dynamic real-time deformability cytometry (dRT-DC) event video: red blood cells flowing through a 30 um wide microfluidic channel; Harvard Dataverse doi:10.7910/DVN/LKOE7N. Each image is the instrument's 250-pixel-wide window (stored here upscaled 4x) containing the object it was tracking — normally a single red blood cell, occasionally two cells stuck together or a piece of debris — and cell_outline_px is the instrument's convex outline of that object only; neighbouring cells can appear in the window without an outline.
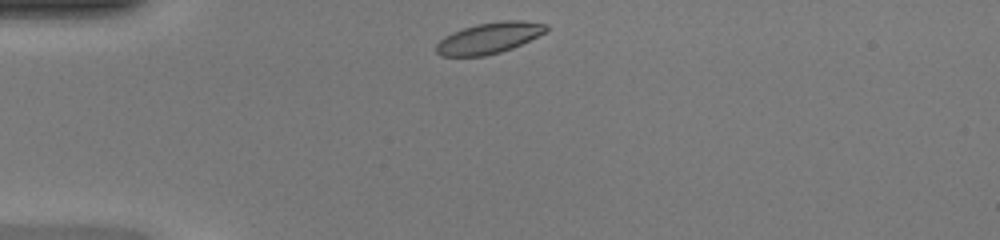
{"species": "common noctule bat (a hibernating species)", "species_latin": "Nyctalus noctula", "temperature_condition": "warm", "stored_images_in_passage": 37, "camera_frame_rate_fps": 3000, "um_per_image_px": 0.085, "animal": {"sex": "female", "body_mass_g": 20.0, "forearm_length_mm": 54.0}, "frame": {"image": 1, "passage_image": 1, "time_ms": 0.0, "image_size_px": [1000, 240], "cell_outline_px": [[548, 28], [544, 32], [512, 48], [500, 52], [484, 56], [440, 56], [436, 52], [436, 44], [444, 36], [452, 32], [476, 24], [504, 20], [520, 20], [548, 24]], "centroid_in_image_um": [41.53, 3.23], "position_along_channel_um": 43.5, "area_um2": 19.71}}
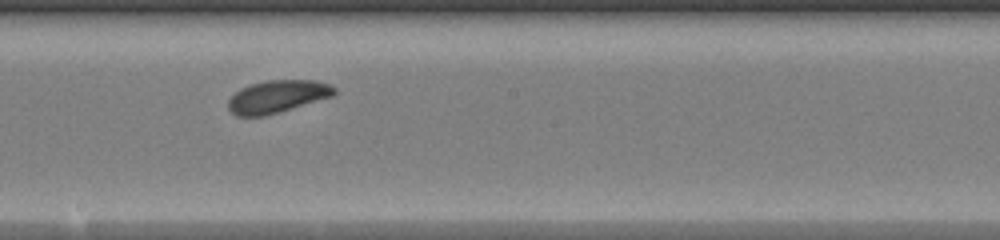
{"frame": {"image": 2, "passage_image": 16, "time_ms": 5.0, "image_size_px": [1000, 240], "cell_outline_px": [[336, 92], [332, 96], [280, 112], [264, 116], [236, 116], [228, 108], [228, 100], [240, 88], [252, 84], [268, 80], [316, 80], [328, 84], [336, 88]], "centroid_in_image_um": [23.57, 8.2], "position_along_channel_um": 224.6, "area_um2": 20.0}}
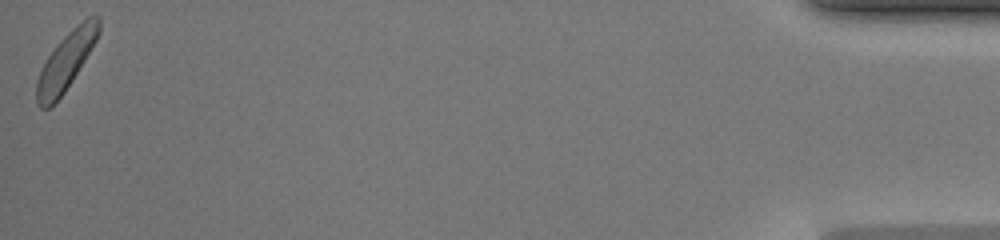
{"frame": {"image": 3, "passage_image": 37, "time_ms": 12.0, "image_size_px": [1000, 240], "cell_outline_px": [[100, 32], [96, 40], [72, 80], [64, 92], [48, 108], [40, 108], [36, 100], [36, 80], [48, 56], [56, 44], [68, 32], [88, 16], [100, 16]], "centroid_in_image_um": [5.6, 5.18], "position_along_channel_um": 429.6, "area_um2": 20.29}, "authors_computed_cell_mechanics": {"area_um2": 20.2878, "velocity_mm_per_s": 4.2437, "shape_relaxation_time_tau1_ms": 1.6554, "shape_relaxation_time_tau2_ms": null, "deformation_change_tau1": 0.0855, "deformation_change_tau2": null}}